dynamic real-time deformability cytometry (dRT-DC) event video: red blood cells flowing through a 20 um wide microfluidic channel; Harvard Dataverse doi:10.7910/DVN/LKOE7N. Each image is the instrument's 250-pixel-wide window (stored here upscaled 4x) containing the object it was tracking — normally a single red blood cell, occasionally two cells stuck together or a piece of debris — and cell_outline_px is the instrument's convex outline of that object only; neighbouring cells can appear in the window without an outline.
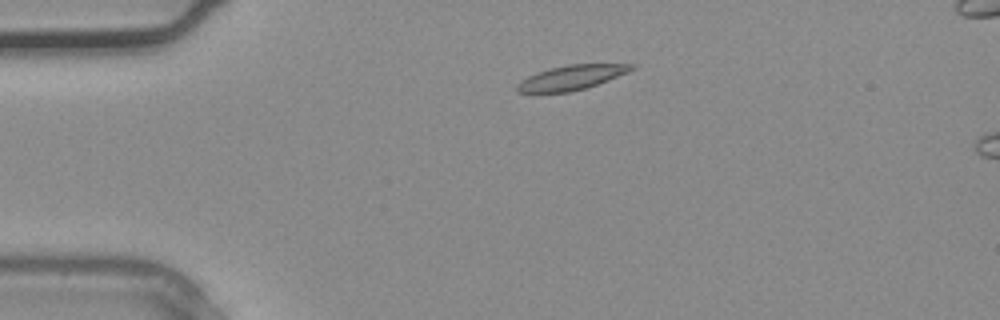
{"species": "common noctule bat (a hibernating species)", "species_latin": "Nyctalus noctula", "temperature_condition": "warm", "stored_images_in_passage": 2, "camera_frame_rate_fps": 3000, "um_per_image_px": 0.085, "animal": {"sex": "male", "body_mass_g": 20.4}, "frame": {"image": 1, "passage_image": 1, "time_ms": 0.0, "image_size_px": [1000, 320], "cell_outline_px": [[636, 68], [628, 72], [588, 88], [568, 92], [516, 92], [516, 84], [520, 80], [536, 72], [568, 64], [636, 64]], "centroid_in_image_um": [48.58, 6.59], "position_along_channel_um": 36.4, "area_um2": 16.42}}